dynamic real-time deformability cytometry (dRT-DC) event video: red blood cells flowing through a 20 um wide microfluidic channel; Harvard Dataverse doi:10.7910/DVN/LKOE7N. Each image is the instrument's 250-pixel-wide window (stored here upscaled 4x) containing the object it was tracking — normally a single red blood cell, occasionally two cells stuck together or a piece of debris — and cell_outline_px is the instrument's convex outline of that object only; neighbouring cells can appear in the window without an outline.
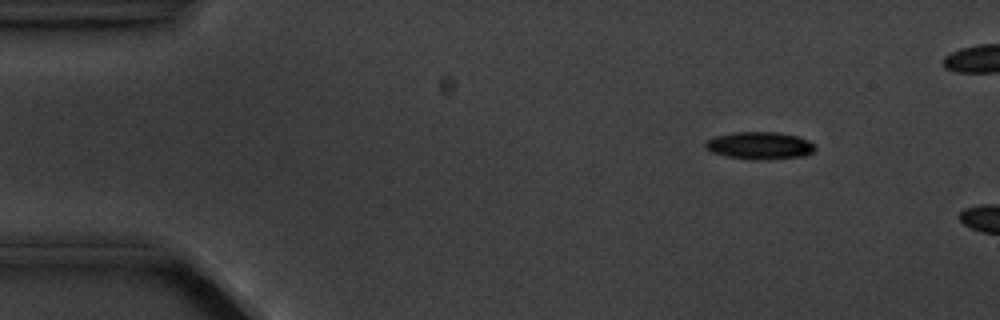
{"species": "common noctule bat (a hibernating species)", "species_latin": "Nyctalus noctula", "temperature_condition": "cold", "stored_images_in_passage": 2, "camera_frame_rate_fps": 3000, "um_per_image_px": 0.085, "animal": {"sex": "male", "body_mass_g": 20.1, "forearm_length_mm": 53.5}, "frame": {"image": 1, "passage_image": 1, "time_ms": 0.0, "image_size_px": [1000, 320], "cell_outline_px": [[816, 148], [812, 152], [804, 156], [764, 160], [752, 160], [728, 156], [712, 152], [704, 148], [704, 144], [708, 140], [716, 136], [732, 132], [776, 132], [796, 136], [808, 140], [816, 144]], "centroid_in_image_um": [64.59, 12.38], "position_along_channel_um": 20.4, "area_um2": 17.57}}